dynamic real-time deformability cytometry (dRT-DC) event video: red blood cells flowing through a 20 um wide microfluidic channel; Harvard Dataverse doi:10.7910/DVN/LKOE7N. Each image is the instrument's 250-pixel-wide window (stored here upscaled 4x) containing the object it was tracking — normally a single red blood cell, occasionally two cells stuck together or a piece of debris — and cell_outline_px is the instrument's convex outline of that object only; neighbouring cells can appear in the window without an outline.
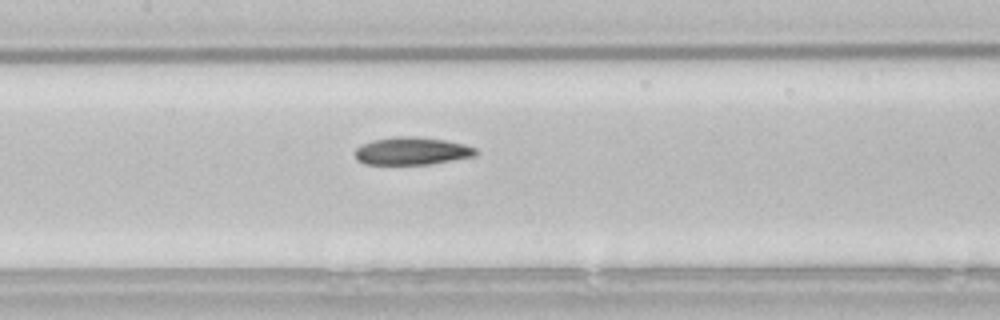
{"species": "common noctule bat (a hibernating species)", "species_latin": "Nyctalus noctula", "temperature_condition": "room temperature", "stored_images_in_passage": 20, "camera_frame_rate_fps": 3000, "um_per_image_px": 0.085, "animal": {"sex": "male", "body_mass_g": 21.5, "forearm_length_mm": 52.0}, "frame": {"image": 1, "passage_image": 12, "time_ms": 3.667, "image_size_px": [1000, 320], "cell_outline_px": [[480, 152], [476, 156], [428, 164], [364, 164], [356, 160], [356, 148], [372, 140], [396, 136], [412, 136], [444, 140], [464, 144], [476, 148]], "centroid_in_image_um": [35.03, 12.84], "position_along_channel_um": 172.4, "area_um2": 19.42}}
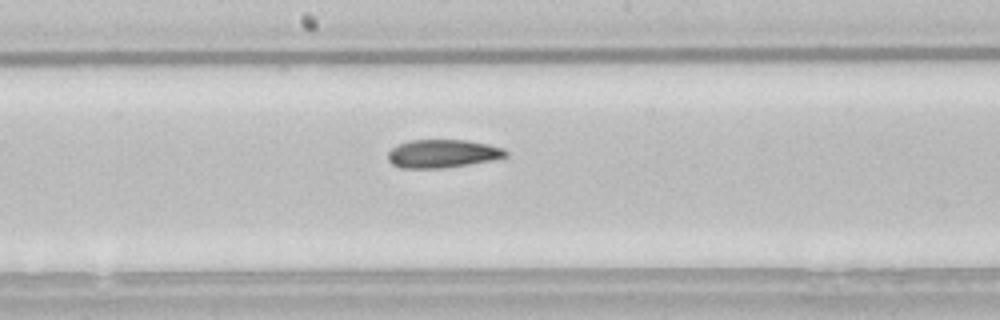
{"frame": {"image": 2, "passage_image": 15, "time_ms": 4.667, "image_size_px": [1000, 320], "cell_outline_px": [[508, 156], [492, 160], [444, 168], [404, 168], [392, 164], [388, 160], [388, 152], [396, 144], [408, 140], [468, 140], [488, 144], [504, 148], [508, 152]], "centroid_in_image_um": [37.62, 13.05], "position_along_channel_um": 210.6, "area_um2": 19.48}}